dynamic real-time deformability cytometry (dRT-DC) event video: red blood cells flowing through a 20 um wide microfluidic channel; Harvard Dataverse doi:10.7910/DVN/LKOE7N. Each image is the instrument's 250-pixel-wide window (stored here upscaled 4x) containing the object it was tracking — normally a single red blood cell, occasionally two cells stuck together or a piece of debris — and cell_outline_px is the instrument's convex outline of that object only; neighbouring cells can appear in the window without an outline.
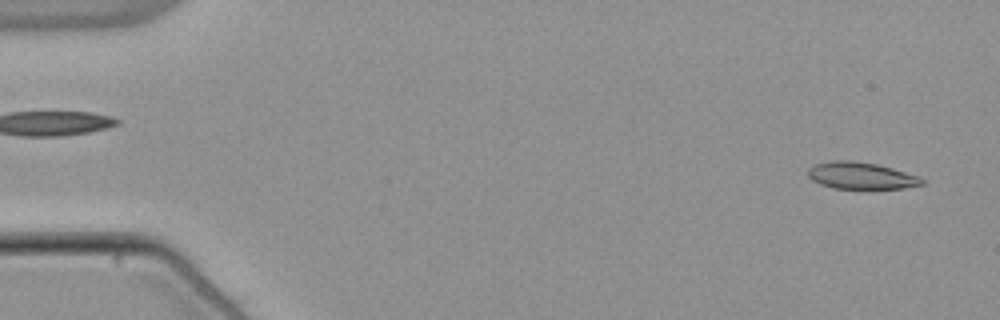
{"species": "common noctule bat (a hibernating species)", "species_latin": "Nyctalus noctula", "temperature_condition": "warm", "stored_images_in_passage": 51, "camera_frame_rate_fps": 3000, "um_per_image_px": 0.085, "animal": {"sex": "male", "body_mass_g": 21.5, "forearm_length_mm": 52.0}, "frame": {"image": 1, "passage_image": 2, "time_ms": 0.333, "image_size_px": [1000, 320], "cell_outline_px": [[924, 184], [904, 188], [832, 188], [820, 184], [812, 180], [808, 176], [808, 168], [816, 164], [832, 160], [852, 160], [876, 164], [892, 168], [920, 176], [924, 180]], "centroid_in_image_um": [73.19, 14.92], "position_along_channel_um": 11.8, "area_um2": 17.8}}
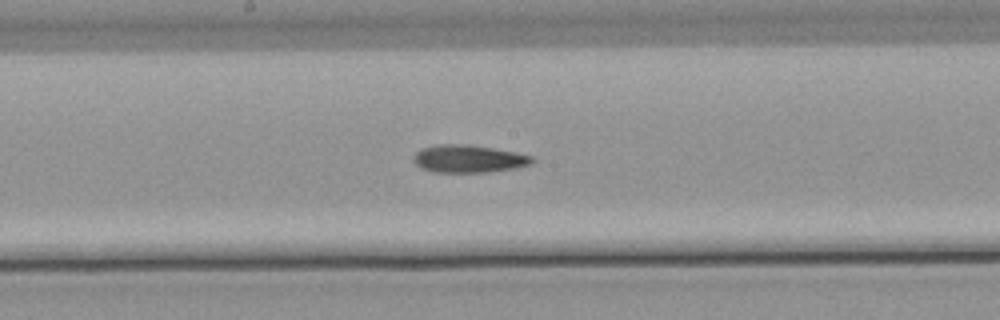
{"frame": {"image": 2, "passage_image": 28, "time_ms": 9.0, "image_size_px": [1000, 320], "cell_outline_px": [[536, 160], [532, 164], [516, 168], [488, 172], [436, 172], [420, 168], [412, 160], [416, 152], [420, 148], [436, 144], [468, 144], [516, 152], [532, 156]], "centroid_in_image_um": [39.83, 13.49], "position_along_channel_um": 208.4, "area_um2": 19.31}}
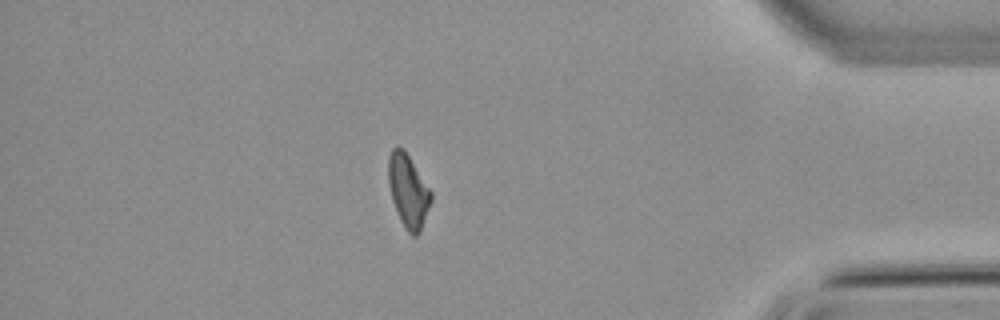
{"frame": {"image": 3, "passage_image": 46, "time_ms": 15.0, "image_size_px": [1000, 320], "cell_outline_px": [[432, 200], [420, 232], [416, 236], [412, 236], [404, 228], [400, 220], [392, 200], [388, 180], [388, 156], [392, 148], [396, 144], [404, 148], [432, 192]], "centroid_in_image_um": [34.69, 16.2], "position_along_channel_um": 400.5, "area_um2": 18.38}, "authors_computed_cell_mechanics": {"area_um2": 18.496, "velocity_mm_per_s": 3.8322, "shape_relaxation_time_tau1_ms": null, "shape_relaxation_time_tau2_ms": 8.7105, "deformation_change_tau1": null, "deformation_change_tau2": 0.2099}}